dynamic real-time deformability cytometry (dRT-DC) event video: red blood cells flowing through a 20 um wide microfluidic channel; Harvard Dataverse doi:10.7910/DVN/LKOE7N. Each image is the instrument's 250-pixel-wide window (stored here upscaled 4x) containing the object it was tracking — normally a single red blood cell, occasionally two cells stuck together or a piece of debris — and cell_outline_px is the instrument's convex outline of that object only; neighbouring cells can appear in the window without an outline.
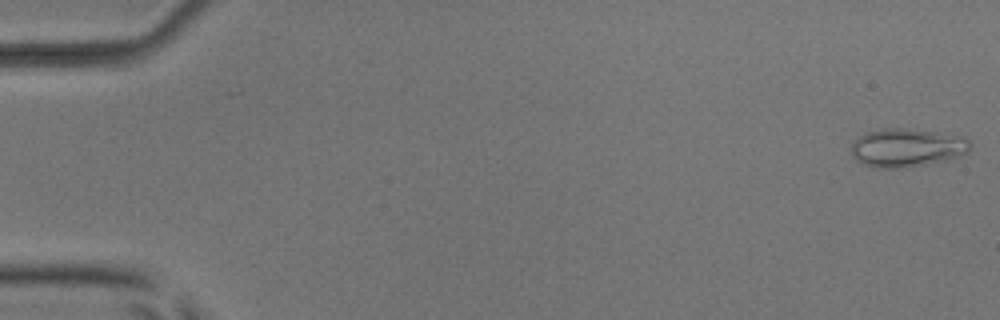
{"species": "common noctule bat (a hibernating species)", "species_latin": "Nyctalus noctula", "temperature_condition": "room temperature", "stored_images_in_passage": 6, "camera_frame_rate_fps": 3000, "um_per_image_px": 0.085, "animal": {"sex": "male", "body_mass_g": 17.9, "forearm_length_mm": 54.2}, "frame": {"image": 1, "passage_image": 1, "time_ms": 0.0, "image_size_px": [1000, 320], "cell_outline_px": [[972, 144], [968, 152], [960, 156], [948, 160], [900, 168], [876, 168], [864, 164], [856, 160], [852, 156], [852, 144], [860, 136], [868, 132], [884, 128], [904, 128], [936, 132], [964, 136]], "centroid_in_image_um": [77.12, 12.55], "position_along_channel_um": 7.9, "area_um2": 26.59}}